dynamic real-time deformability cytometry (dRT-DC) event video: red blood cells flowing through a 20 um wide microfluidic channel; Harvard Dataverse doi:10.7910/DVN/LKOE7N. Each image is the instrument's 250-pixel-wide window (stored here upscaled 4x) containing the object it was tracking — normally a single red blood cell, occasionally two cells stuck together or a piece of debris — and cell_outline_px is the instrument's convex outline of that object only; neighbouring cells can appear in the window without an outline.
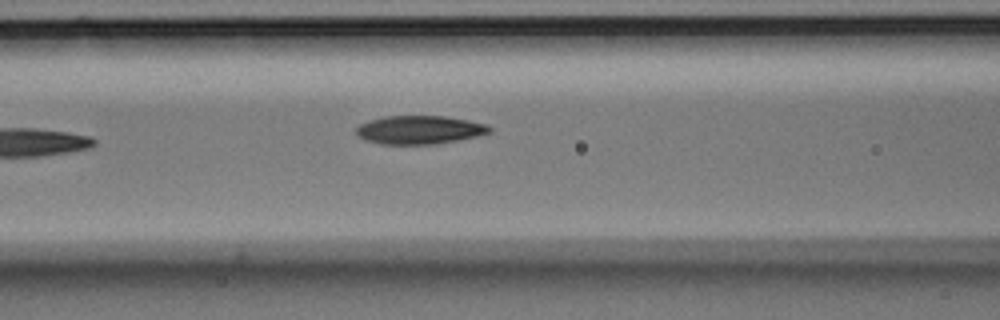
{"species": "Egyptian fruit bat (a non-hibernating species)", "species_latin": "Rousettus aegyptiacus", "temperature_condition": "room temperature", "stored_images_in_passage": 5, "camera_frame_rate_fps": 3000, "um_per_image_px": 0.085, "animal": {"sex": "male"}, "frame": {"image": 1, "passage_image": 5, "time_ms": 1.333, "image_size_px": [1000, 320], "cell_outline_px": [[492, 132], [476, 136], [436, 144], [380, 144], [364, 140], [356, 132], [356, 128], [360, 124], [384, 116], [444, 116], [468, 120], [488, 124], [492, 128]], "centroid_in_image_um": [35.68, 11.03], "position_along_channel_um": 130.9, "area_um2": 22.02}}